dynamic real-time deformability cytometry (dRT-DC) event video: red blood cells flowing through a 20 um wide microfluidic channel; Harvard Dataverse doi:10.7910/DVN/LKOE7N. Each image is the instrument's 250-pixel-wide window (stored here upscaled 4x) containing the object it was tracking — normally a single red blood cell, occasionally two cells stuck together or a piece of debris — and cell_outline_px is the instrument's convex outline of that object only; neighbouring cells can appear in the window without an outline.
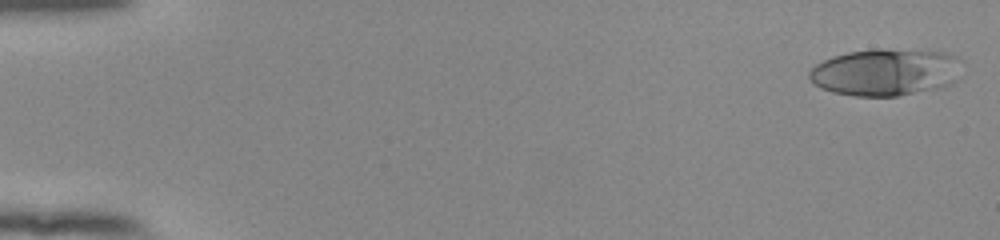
{"species": "human", "species_latin": "Homo sapiens", "temperature_condition": "room temperature", "stored_images_in_passage": 53, "camera_frame_rate_fps": 3000, "um_per_image_px": 0.085, "donor": {"sex": "female"}, "frame": {"image": 1, "passage_image": 1, "time_ms": 0.0, "image_size_px": [1000, 240], "cell_outline_px": [[964, 60], [956, 80], [952, 84], [940, 88], [896, 96], [856, 96], [832, 92], [820, 88], [808, 76], [808, 72], [816, 64], [832, 56], [848, 52], [876, 48], [884, 48], [944, 52], [956, 56]], "centroid_in_image_um": [75.31, 6.12], "position_along_channel_um": 9.7, "area_um2": 42.37}}
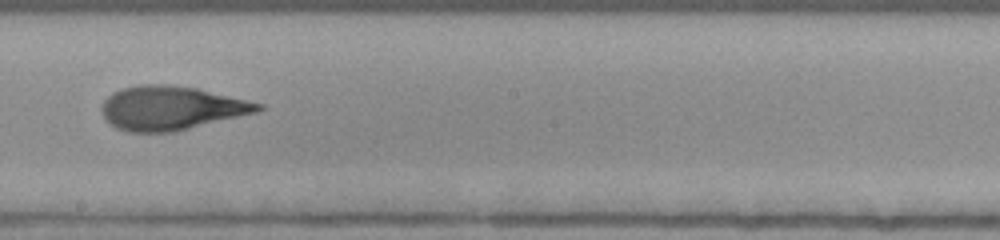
{"frame": {"image": 2, "passage_image": 31, "time_ms": 10.0, "image_size_px": [1000, 240], "cell_outline_px": [[264, 108], [256, 112], [176, 132], [128, 132], [116, 128], [104, 116], [100, 108], [104, 100], [112, 92], [120, 88], [140, 84], [168, 84], [196, 88], [264, 104]], "centroid_in_image_um": [14.52, 9.18], "position_along_channel_um": 233.7, "area_um2": 40.0}}
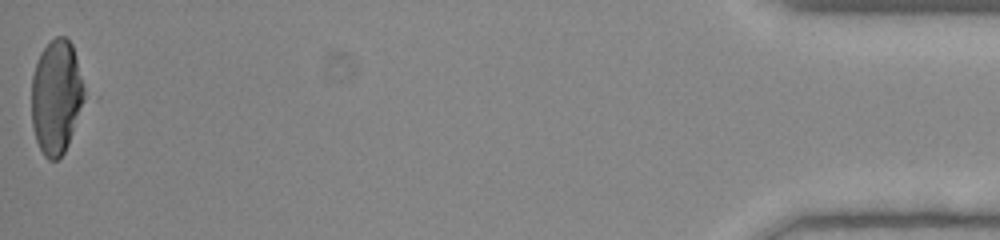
{"frame": {"image": 3, "passage_image": 53, "time_ms": 17.333, "image_size_px": [1000, 240], "cell_outline_px": [[100, 96], [64, 152], [56, 160], [48, 160], [44, 156], [36, 140], [32, 128], [32, 76], [40, 52], [56, 36], [64, 36], [72, 44]], "centroid_in_image_um": [5.1, 8.24], "position_along_channel_um": 430.1, "area_um2": 40.17}, "authors_computed_cell_mechanics": {"area_um2": 39.8242, "velocity_mm_per_s": 3.8819, "shape_relaxation_time_tau1_ms": 6.4918, "shape_relaxation_time_tau2_ms": 1.62, "deformation_change_tau1": 0.2499, "deformation_change_tau2": 0.1026}}